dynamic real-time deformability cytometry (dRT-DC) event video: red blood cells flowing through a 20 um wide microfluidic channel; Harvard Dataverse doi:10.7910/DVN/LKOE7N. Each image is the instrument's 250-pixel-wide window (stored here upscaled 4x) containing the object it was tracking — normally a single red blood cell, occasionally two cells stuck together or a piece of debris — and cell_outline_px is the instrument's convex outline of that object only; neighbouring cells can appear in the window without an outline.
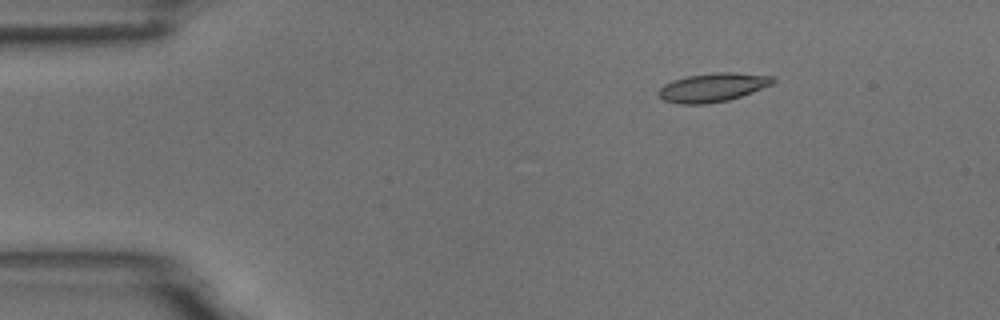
{"species": "common noctule bat (a hibernating species)", "species_latin": "Nyctalus noctula", "temperature_condition": "room temperature", "stored_images_in_passage": 6, "segment_of_instrument_passage": [1, 2], "camera_frame_rate_fps": 3000, "um_per_image_px": 0.085, "animal": {"sex": "male", "body_mass_g": 18.8}, "frame": {"image": 1, "passage_image": 3, "time_ms": 2.333, "image_size_px": [1000, 320], "cell_outline_px": [[776, 80], [772, 84], [752, 92], [728, 100], [704, 104], [680, 104], [664, 100], [656, 92], [664, 84], [672, 80], [688, 76], [716, 72], [732, 72], [772, 76]], "centroid_in_image_um": [60.56, 7.43], "position_along_channel_um": 24.4, "area_um2": 19.02}}